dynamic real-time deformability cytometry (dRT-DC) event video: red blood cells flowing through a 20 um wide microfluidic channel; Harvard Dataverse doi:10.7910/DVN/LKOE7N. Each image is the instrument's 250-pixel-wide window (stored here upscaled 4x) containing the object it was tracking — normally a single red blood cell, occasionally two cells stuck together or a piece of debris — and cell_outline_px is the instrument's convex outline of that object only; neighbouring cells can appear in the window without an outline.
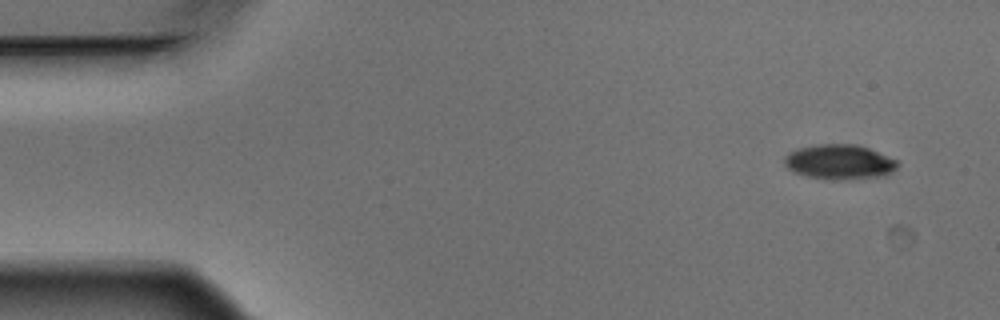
{"species": "Egyptian fruit bat (a non-hibernating species)", "species_latin": "Rousettus aegyptiacus", "temperature_condition": "warm", "stored_images_in_passage": 5, "camera_frame_rate_fps": 3000, "um_per_image_px": 0.085, "animal": {"sex": "male"}, "frame": {"image": 1, "passage_image": 1, "time_ms": 0.0, "image_size_px": [1000, 320], "cell_outline_px": [[900, 164], [888, 176], [844, 180], [824, 180], [792, 172], [784, 164], [784, 156], [788, 152], [796, 148], [816, 144], [856, 144], [868, 148], [896, 160]], "centroid_in_image_um": [71.33, 13.78], "position_along_channel_um": 13.7, "area_um2": 23.41}}
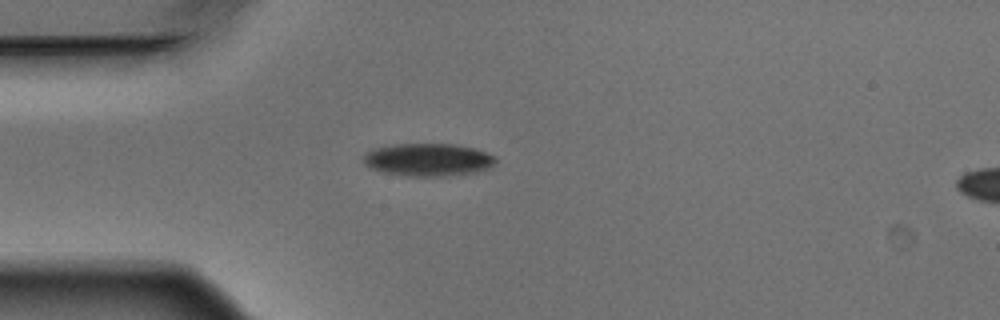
{"frame": {"image": 2, "passage_image": 4, "time_ms": 1.0, "image_size_px": [1000, 320], "cell_outline_px": [[496, 160], [492, 168], [484, 172], [444, 176], [408, 176], [380, 172], [368, 168], [364, 164], [364, 156], [372, 148], [392, 144], [452, 144], [476, 148], [496, 156]], "centroid_in_image_um": [36.43, 13.59], "position_along_channel_um": 48.6, "area_um2": 25.78}}